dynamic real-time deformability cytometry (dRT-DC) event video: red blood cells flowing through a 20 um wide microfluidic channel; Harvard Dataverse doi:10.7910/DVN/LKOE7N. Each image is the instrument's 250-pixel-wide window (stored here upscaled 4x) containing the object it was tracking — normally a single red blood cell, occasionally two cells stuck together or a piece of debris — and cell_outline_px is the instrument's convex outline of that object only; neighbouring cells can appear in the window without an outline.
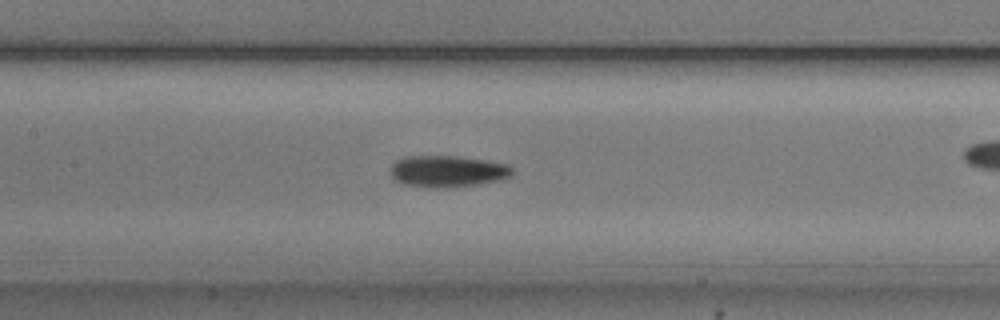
{"species": "common noctule bat (a hibernating species)", "species_latin": "Nyctalus noctula", "temperature_condition": "cold", "stored_images_in_passage": 43, "camera_frame_rate_fps": 3000, "um_per_image_px": 0.085, "animal": {"sex": "male", "body_mass_g": 20.5, "forearm_length_mm": 52.5}, "frame": {"image": 1, "passage_image": 25, "time_ms": 8.0, "image_size_px": [1000, 320], "cell_outline_px": [[516, 172], [512, 176], [500, 180], [480, 184], [444, 188], [428, 188], [404, 184], [392, 180], [392, 164], [396, 160], [404, 156], [460, 156], [512, 164]], "centroid_in_image_um": [38.11, 14.56], "position_along_channel_um": 169.3, "area_um2": 23.0}}
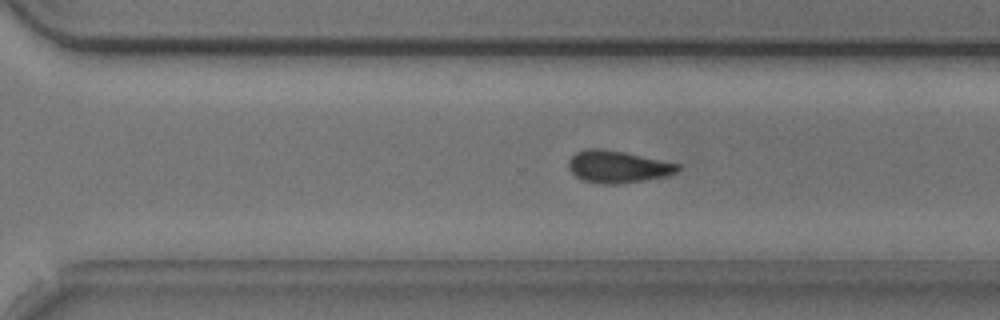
{"frame": {"image": 2, "passage_image": 37, "time_ms": 12.0, "image_size_px": [1000, 320], "cell_outline_px": [[680, 168], [676, 172], [668, 176], [620, 184], [604, 184], [580, 180], [568, 168], [568, 160], [576, 152], [588, 148], [600, 148], [624, 152], [680, 164]], "centroid_in_image_um": [52.49, 14.17], "position_along_channel_um": 318.1, "area_um2": 20.52}}